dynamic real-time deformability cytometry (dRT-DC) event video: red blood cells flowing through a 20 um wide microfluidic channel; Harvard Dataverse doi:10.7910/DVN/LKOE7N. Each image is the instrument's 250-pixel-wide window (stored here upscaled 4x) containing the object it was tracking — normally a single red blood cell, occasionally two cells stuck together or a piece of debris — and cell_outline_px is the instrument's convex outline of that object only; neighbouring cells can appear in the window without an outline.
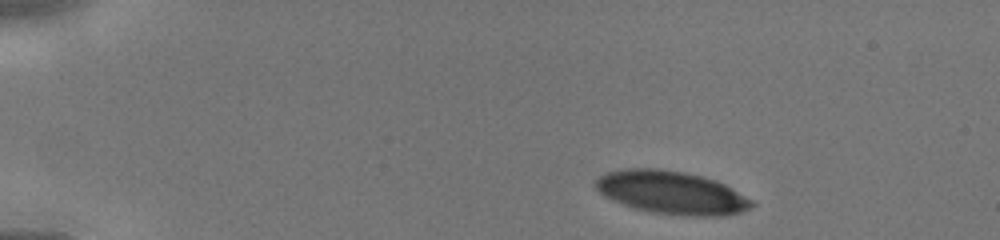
{"species": "human", "species_latin": "Homo sapiens", "temperature_condition": "cold", "stored_images_in_passage": 38, "camera_frame_rate_fps": 3000, "um_per_image_px": 0.085, "donor": {"sex": "male"}, "frame": {"image": 1, "passage_image": 1, "time_ms": 0.0, "image_size_px": [1000, 240], "cell_outline_px": [[756, 204], [740, 212], [724, 216], [688, 216], [652, 212], [636, 208], [612, 200], [604, 196], [596, 188], [596, 180], [600, 176], [608, 172], [624, 168], [660, 168], [684, 172], [716, 180], [732, 188], [752, 200]], "centroid_in_image_um": [57.09, 16.36], "position_along_channel_um": 27.9, "area_um2": 38.96}}
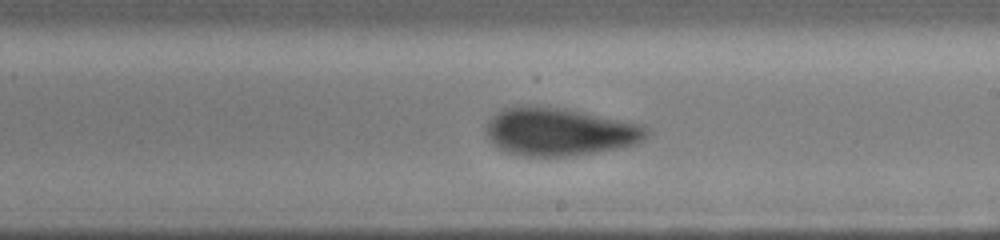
{"frame": {"image": 2, "passage_image": 21, "time_ms": 6.667, "image_size_px": [1000, 240], "cell_outline_px": [[648, 136], [644, 140], [636, 144], [624, 148], [572, 156], [524, 156], [508, 152], [496, 148], [492, 144], [488, 136], [488, 120], [496, 112], [504, 108], [564, 108], [644, 124], [648, 128]], "centroid_in_image_um": [47.65, 11.23], "position_along_channel_um": 241.4, "area_um2": 44.56}}
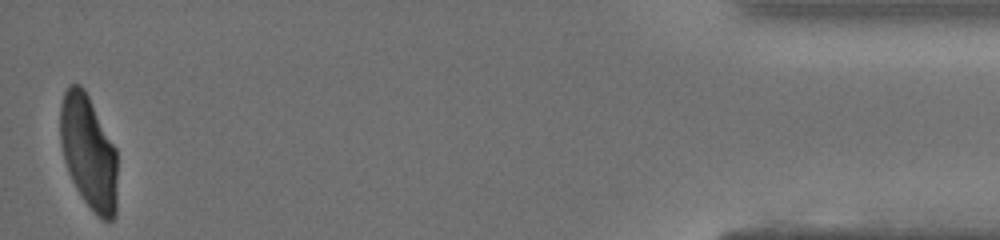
{"frame": {"image": 3, "passage_image": 38, "time_ms": 12.333, "image_size_px": [1000, 240], "cell_outline_px": [[116, 216], [112, 220], [104, 220], [84, 200], [76, 188], [68, 172], [64, 160], [60, 144], [60, 104], [64, 92], [68, 84], [80, 84], [84, 88], [116, 148]], "centroid_in_image_um": [7.51, 12.89], "position_along_channel_um": 427.7, "area_um2": 37.74}}